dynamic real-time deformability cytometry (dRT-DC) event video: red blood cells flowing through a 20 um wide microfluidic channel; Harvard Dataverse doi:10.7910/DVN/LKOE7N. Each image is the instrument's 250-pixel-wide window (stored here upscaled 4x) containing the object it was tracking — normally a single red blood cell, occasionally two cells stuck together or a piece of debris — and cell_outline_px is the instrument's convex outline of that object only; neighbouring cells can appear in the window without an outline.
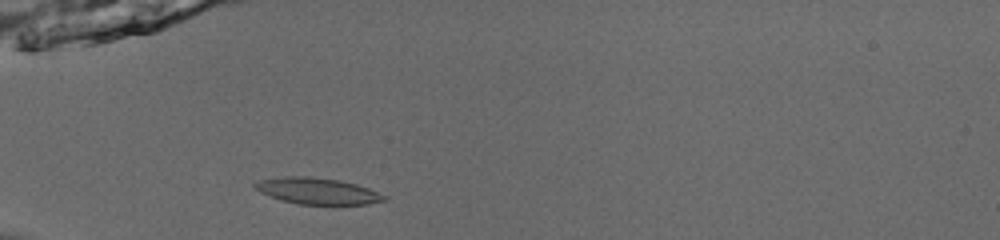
{"species": "common noctule bat (a hibernating species)", "species_latin": "Nyctalus noctula", "temperature_condition": "room temperature", "stored_images_in_passage": 53, "camera_frame_rate_fps": 3000, "um_per_image_px": 0.085, "animal": {"sex": "male", "body_mass_g": 13.0, "forearm_length_mm": 53.1}, "frame": {"image": 1, "passage_image": 18, "time_ms": 5.667, "image_size_px": [1000, 240], "cell_outline_px": [[388, 200], [368, 204], [300, 204], [280, 200], [260, 192], [252, 184], [260, 180], [284, 176], [304, 176], [340, 180], [356, 184], [368, 188], [388, 196]], "centroid_in_image_um": [27.0, 16.23], "position_along_channel_um": 58.0, "area_um2": 19.77}}
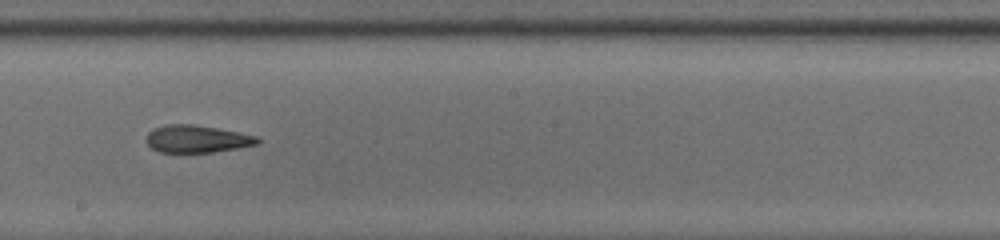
{"frame": {"image": 2, "passage_image": 32, "time_ms": 10.333, "image_size_px": [1000, 240], "cell_outline_px": [[260, 144], [212, 152], [160, 152], [152, 148], [148, 144], [148, 132], [152, 128], [168, 124], [196, 124], [240, 132], [256, 136], [260, 140]], "centroid_in_image_um": [16.76, 11.79], "position_along_channel_um": 231.4, "area_um2": 17.74}}
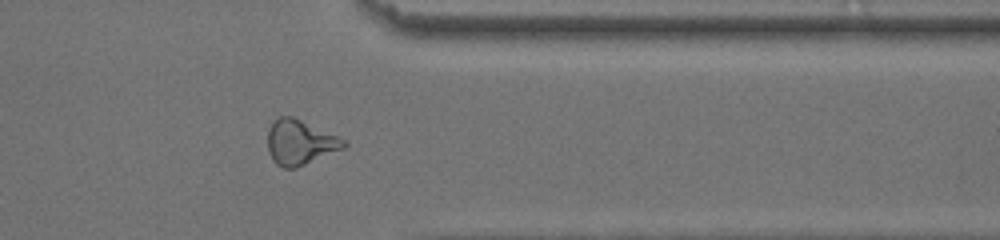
{"frame": {"image": 3, "passage_image": 44, "time_ms": 14.333, "image_size_px": [1000, 240], "cell_outline_px": [[348, 144], [344, 148], [296, 168], [284, 168], [276, 164], [272, 160], [268, 152], [268, 128], [272, 120], [280, 116], [292, 116], [336, 136], [344, 140]], "centroid_in_image_um": [25.45, 12.1], "position_along_channel_um": 386.0, "area_um2": 19.77}, "authors_computed_cell_mechanics": {"area_um2": 19.363, "velocity_mm_per_s": 3.935, "shape_relaxation_time_tau1_ms": null, "shape_relaxation_time_tau2_ms": 3.7171, "deformation_change_tau1": null, "deformation_change_tau2": 0.1452}}